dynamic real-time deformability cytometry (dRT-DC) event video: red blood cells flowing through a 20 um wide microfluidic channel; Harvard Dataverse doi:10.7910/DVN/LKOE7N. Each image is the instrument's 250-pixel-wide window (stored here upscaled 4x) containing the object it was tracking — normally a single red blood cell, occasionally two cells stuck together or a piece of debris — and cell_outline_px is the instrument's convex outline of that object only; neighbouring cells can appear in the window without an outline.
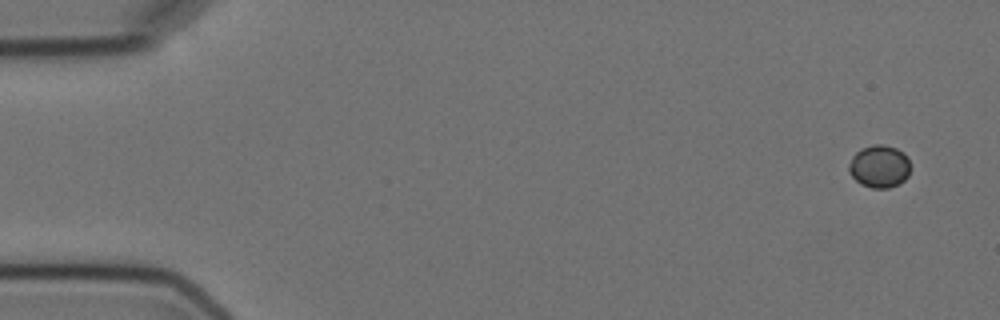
{"species": "Egyptian fruit bat (a non-hibernating species)", "species_latin": "Rousettus aegyptiacus", "temperature_condition": "cold", "stored_images_in_passage": 4, "camera_frame_rate_fps": 3000, "um_per_image_px": 0.085, "animal": {"sex": "female"}, "frame": {"image": 1, "passage_image": 1, "time_ms": 0.0, "image_size_px": [1000, 320], "cell_outline_px": [[908, 176], [900, 184], [888, 188], [872, 188], [860, 184], [848, 172], [848, 164], [852, 156], [860, 148], [872, 144], [884, 144], [896, 148], [904, 152], [908, 160]], "centroid_in_image_um": [74.71, 14.13], "position_along_channel_um": 10.3, "area_um2": 15.43}}
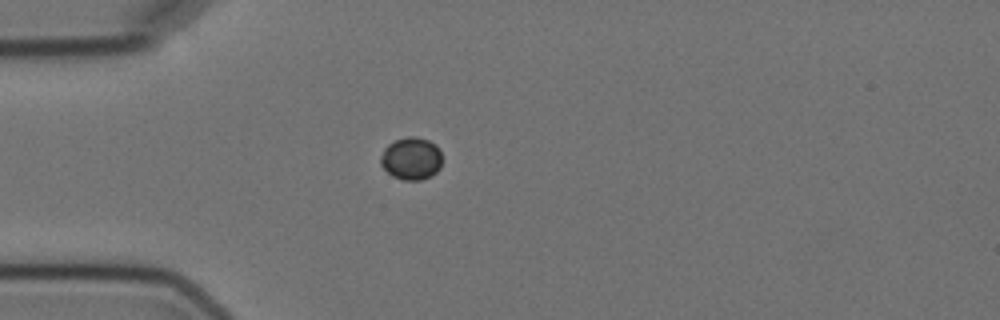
{"frame": {"image": 2, "passage_image": 4, "time_ms": 4.333, "image_size_px": [1000, 320], "cell_outline_px": [[440, 168], [436, 172], [420, 180], [404, 180], [392, 176], [380, 164], [380, 156], [384, 148], [388, 144], [396, 140], [408, 136], [416, 136], [428, 140], [436, 144], [440, 152]], "centroid_in_image_um": [34.93, 13.46], "position_along_channel_um": 50.1, "area_um2": 15.14}}